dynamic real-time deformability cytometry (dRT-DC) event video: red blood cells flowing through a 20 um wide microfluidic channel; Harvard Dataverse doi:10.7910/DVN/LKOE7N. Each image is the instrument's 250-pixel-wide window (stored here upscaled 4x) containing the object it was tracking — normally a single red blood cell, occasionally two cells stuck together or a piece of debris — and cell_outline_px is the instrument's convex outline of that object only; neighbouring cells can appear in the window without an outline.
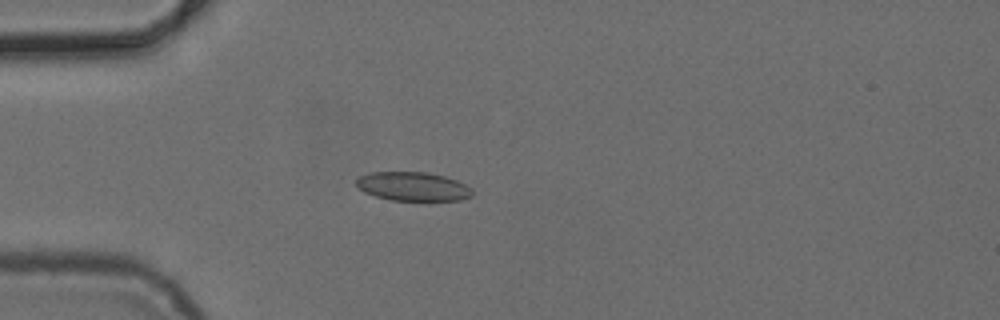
{"species": "common noctule bat (a hibernating species)", "species_latin": "Nyctalus noctula", "temperature_condition": "cold", "stored_images_in_passage": 4, "camera_frame_rate_fps": 3000, "um_per_image_px": 0.085, "animal": {"sex": "female", "body_mass_g": 24.6, "forearm_length_mm": 56.2}, "frame": {"image": 1, "passage_image": 4, "time_ms": 3.333, "image_size_px": [1000, 320], "cell_outline_px": [[472, 196], [460, 200], [392, 200], [376, 196], [364, 192], [356, 184], [356, 180], [360, 176], [372, 172], [428, 172], [444, 176], [456, 180], [472, 188]], "centroid_in_image_um": [35.11, 15.84], "position_along_channel_um": 49.9, "area_um2": 19.36}}